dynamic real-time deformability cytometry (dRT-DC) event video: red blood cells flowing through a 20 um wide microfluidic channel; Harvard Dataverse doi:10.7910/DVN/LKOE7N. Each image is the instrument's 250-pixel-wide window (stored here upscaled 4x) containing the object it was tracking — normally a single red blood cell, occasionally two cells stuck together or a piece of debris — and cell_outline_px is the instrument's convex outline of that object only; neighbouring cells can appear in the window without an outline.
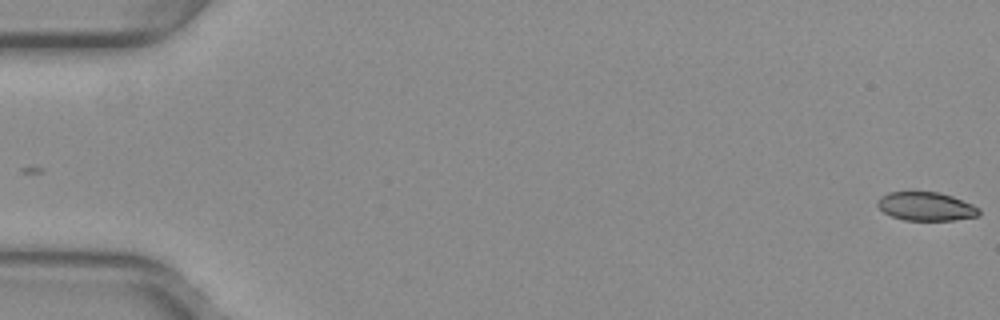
{"species": "common noctule bat (a hibernating species)", "species_latin": "Nyctalus noctula", "temperature_condition": "warm", "stored_images_in_passage": 53, "camera_frame_rate_fps": 3000, "um_per_image_px": 0.085, "animal": {"sex": "female", "body_mass_g": 29.2, "forearm_length_mm": 56.3}, "frame": {"image": 1, "passage_image": 1, "time_ms": 0.0, "image_size_px": [1000, 320], "cell_outline_px": [[980, 216], [952, 220], [904, 220], [892, 216], [884, 212], [876, 204], [876, 200], [880, 196], [888, 192], [936, 192], [952, 196], [972, 204], [980, 208]], "centroid_in_image_um": [78.71, 17.54], "position_along_channel_um": 6.3, "area_um2": 16.94}}
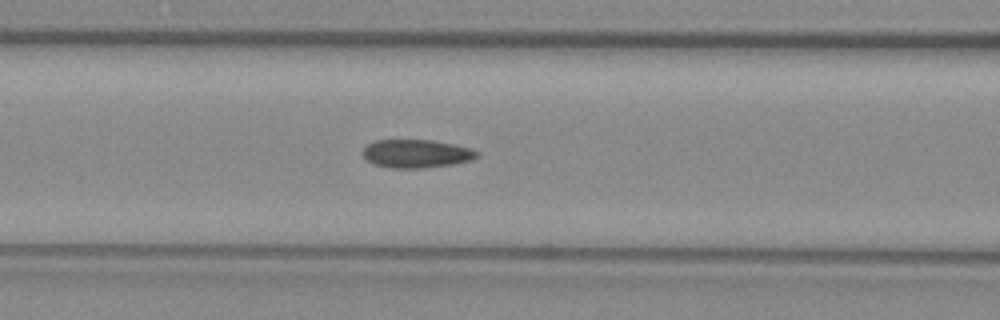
{"frame": {"image": 2, "passage_image": 23, "time_ms": 7.333, "image_size_px": [1000, 320], "cell_outline_px": [[480, 156], [472, 160], [452, 164], [424, 168], [392, 168], [372, 164], [364, 156], [364, 148], [368, 144], [376, 140], [432, 140], [472, 148], [480, 152]], "centroid_in_image_um": [35.44, 13.06], "position_along_channel_um": 131.2, "area_um2": 18.84}}
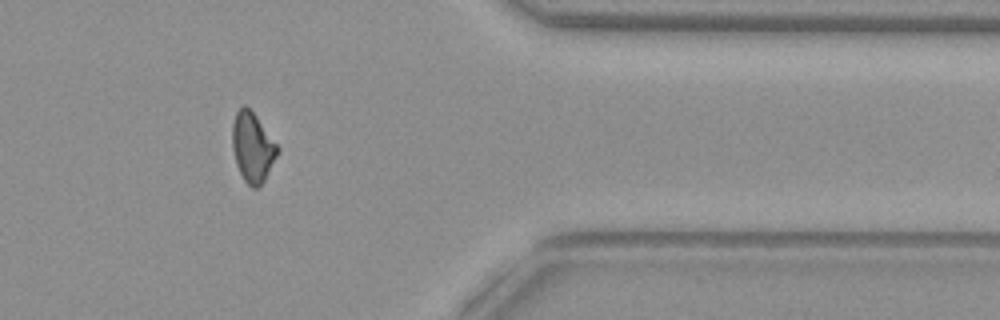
{"frame": {"image": 3, "passage_image": 44, "time_ms": 14.333, "image_size_px": [1000, 320], "cell_outline_px": [[280, 148], [264, 180], [256, 188], [252, 188], [244, 180], [236, 164], [232, 148], [232, 124], [236, 112], [244, 104], [256, 116]], "centroid_in_image_um": [21.45, 12.51], "position_along_channel_um": 390.0, "area_um2": 18.03}, "authors_computed_cell_mechanics": {"area_um2": 18.5538, "velocity_mm_per_s": 3.9836, "shape_relaxation_time_tau1_ms": null, "shape_relaxation_time_tau2_ms": 1.5773, "deformation_change_tau1": null, "deformation_change_tau2": 0.0762}}